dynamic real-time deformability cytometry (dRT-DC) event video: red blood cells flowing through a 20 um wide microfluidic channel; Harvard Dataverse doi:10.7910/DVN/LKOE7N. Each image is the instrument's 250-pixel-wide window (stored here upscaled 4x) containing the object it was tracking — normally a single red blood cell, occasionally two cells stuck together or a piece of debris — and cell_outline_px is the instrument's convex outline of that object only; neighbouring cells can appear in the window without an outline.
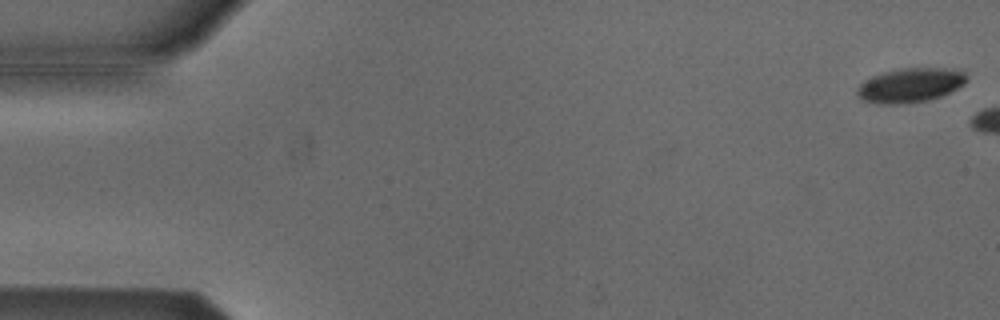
{"species": "Egyptian fruit bat (a non-hibernating species)", "species_latin": "Rousettus aegyptiacus", "temperature_condition": "cold", "stored_images_in_passage": 7, "camera_frame_rate_fps": 3000, "um_per_image_px": 0.085, "animal": {"sex": "male"}, "frame": {"image": 1, "passage_image": 1, "time_ms": 0.0, "image_size_px": [1000, 320], "cell_outline_px": [[964, 84], [940, 96], [928, 100], [900, 104], [880, 104], [864, 100], [856, 92], [856, 88], [864, 80], [880, 72], [900, 68], [944, 68], [964, 72]], "centroid_in_image_um": [77.3, 7.24], "position_along_channel_um": 7.7, "area_um2": 21.62}}